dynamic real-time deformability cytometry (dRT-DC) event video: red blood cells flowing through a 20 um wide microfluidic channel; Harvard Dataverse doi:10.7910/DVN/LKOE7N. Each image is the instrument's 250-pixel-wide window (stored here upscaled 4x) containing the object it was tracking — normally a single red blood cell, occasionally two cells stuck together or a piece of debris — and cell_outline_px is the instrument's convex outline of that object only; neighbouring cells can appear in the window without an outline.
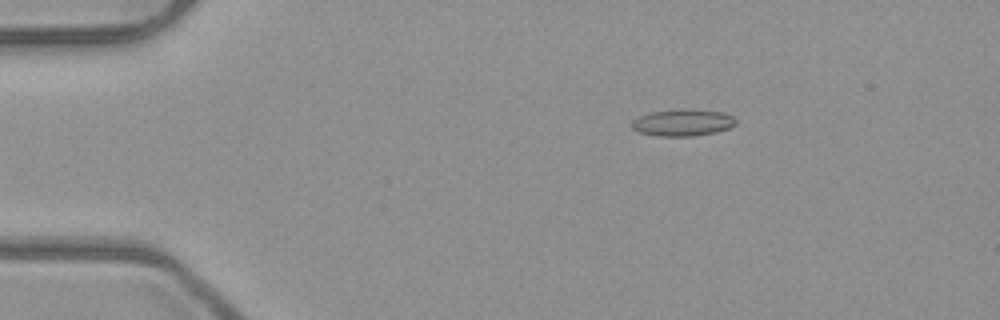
{"species": "common noctule bat (a hibernating species)", "species_latin": "Nyctalus noctula", "temperature_condition": "room temperature", "stored_images_in_passage": 4, "camera_frame_rate_fps": 3000, "um_per_image_px": 0.085, "animal": {"sex": "male", "body_mass_g": 23.1, "forearm_length_mm": 52.7}, "frame": {"image": 1, "passage_image": 2, "time_ms": 0.333, "image_size_px": [1000, 320], "cell_outline_px": [[736, 124], [728, 128], [716, 132], [692, 136], [656, 136], [640, 132], [632, 128], [632, 120], [640, 116], [652, 112], [724, 112], [732, 116], [736, 120]], "centroid_in_image_um": [58.02, 10.48], "position_along_channel_um": 27.0, "area_um2": 15.2}}
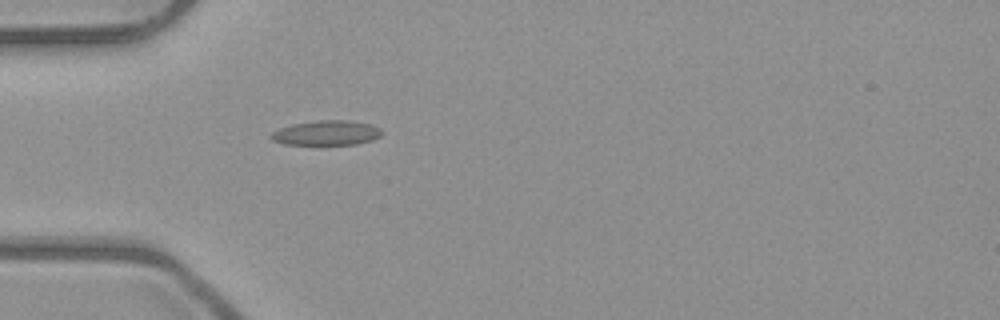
{"frame": {"image": 2, "passage_image": 4, "time_ms": 1.0, "image_size_px": [1000, 320], "cell_outline_px": [[380, 136], [372, 140], [356, 144], [284, 144], [272, 140], [268, 136], [272, 132], [280, 128], [292, 124], [316, 120], [348, 120], [368, 124], [380, 128]], "centroid_in_image_um": [27.71, 11.29], "position_along_channel_um": 57.3, "area_um2": 15.84}}